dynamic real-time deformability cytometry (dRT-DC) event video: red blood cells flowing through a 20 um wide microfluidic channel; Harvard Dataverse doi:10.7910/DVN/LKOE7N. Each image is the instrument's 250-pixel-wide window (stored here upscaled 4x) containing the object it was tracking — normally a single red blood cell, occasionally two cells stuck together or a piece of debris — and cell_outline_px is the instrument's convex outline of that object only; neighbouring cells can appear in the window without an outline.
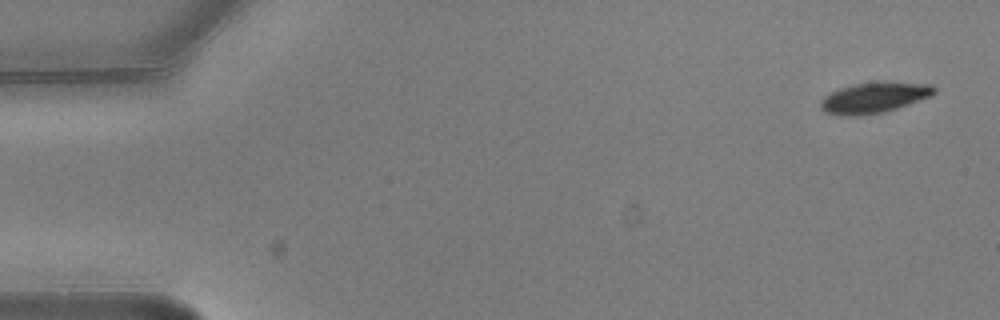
{"species": "common noctule bat (a hibernating species)", "species_latin": "Nyctalus noctula", "temperature_condition": "warm", "stored_images_in_passage": 4, "camera_frame_rate_fps": 3000, "um_per_image_px": 0.085, "animal": {"sex": "male", "body_mass_g": 20.5, "forearm_length_mm": 52.5}, "frame": {"image": 1, "passage_image": 1, "time_ms": 0.0, "image_size_px": [1000, 320], "cell_outline_px": [[936, 92], [932, 96], [884, 112], [856, 116], [840, 116], [824, 112], [820, 108], [820, 100], [824, 96], [840, 88], [856, 84], [880, 80], [932, 84], [936, 88]], "centroid_in_image_um": [74.31, 8.28], "position_along_channel_um": 10.7, "area_um2": 20.69}}
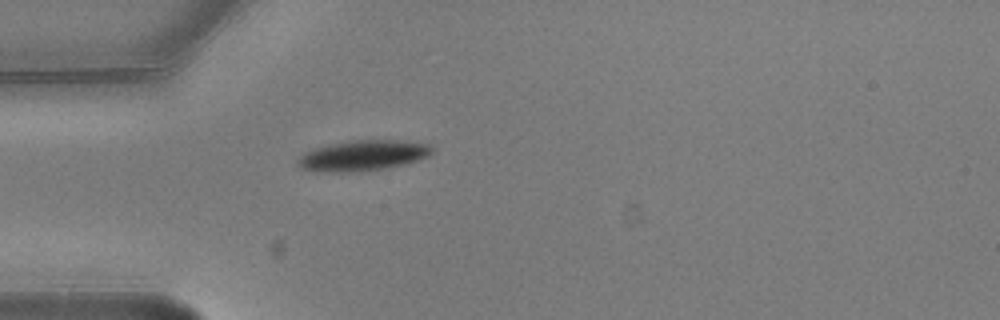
{"frame": {"image": 2, "passage_image": 4, "time_ms": 1.0, "image_size_px": [1000, 320], "cell_outline_px": [[432, 152], [428, 156], [416, 160], [384, 168], [352, 172], [316, 172], [300, 168], [296, 164], [296, 160], [304, 152], [312, 148], [328, 144], [348, 140], [396, 140], [428, 144], [432, 148]], "centroid_in_image_um": [30.72, 13.21], "position_along_channel_um": 54.3, "area_um2": 23.87}}